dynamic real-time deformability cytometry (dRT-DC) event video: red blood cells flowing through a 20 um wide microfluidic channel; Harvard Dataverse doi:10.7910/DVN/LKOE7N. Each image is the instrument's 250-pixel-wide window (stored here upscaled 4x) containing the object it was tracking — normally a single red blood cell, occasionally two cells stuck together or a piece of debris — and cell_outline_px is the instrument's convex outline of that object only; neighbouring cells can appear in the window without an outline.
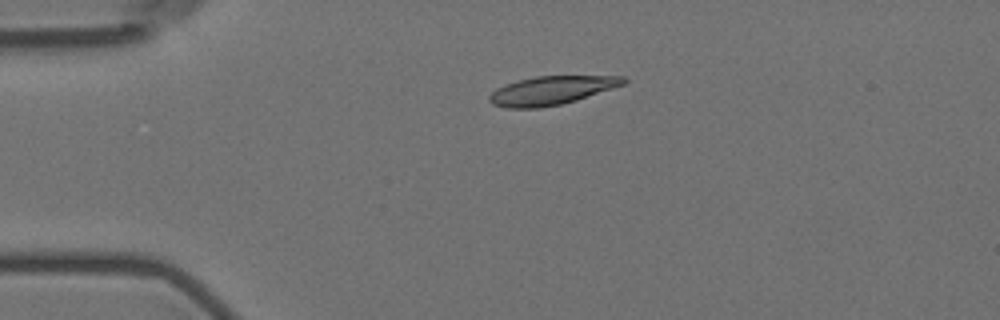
{"species": "Egyptian fruit bat (a non-hibernating species)", "species_latin": "Rousettus aegyptiacus", "temperature_condition": "room temperature", "stored_images_in_passage": 3, "camera_frame_rate_fps": 3000, "um_per_image_px": 0.085, "animal": {"sex": "female"}, "frame": {"image": 1, "passage_image": 2, "time_ms": 1.0, "image_size_px": [1000, 320], "cell_outline_px": [[628, 80], [624, 84], [576, 100], [560, 104], [540, 108], [504, 108], [492, 104], [488, 100], [488, 96], [496, 88], [520, 80], [536, 76], [624, 76]], "centroid_in_image_um": [46.84, 7.69], "position_along_channel_um": 38.2, "area_um2": 22.14}}